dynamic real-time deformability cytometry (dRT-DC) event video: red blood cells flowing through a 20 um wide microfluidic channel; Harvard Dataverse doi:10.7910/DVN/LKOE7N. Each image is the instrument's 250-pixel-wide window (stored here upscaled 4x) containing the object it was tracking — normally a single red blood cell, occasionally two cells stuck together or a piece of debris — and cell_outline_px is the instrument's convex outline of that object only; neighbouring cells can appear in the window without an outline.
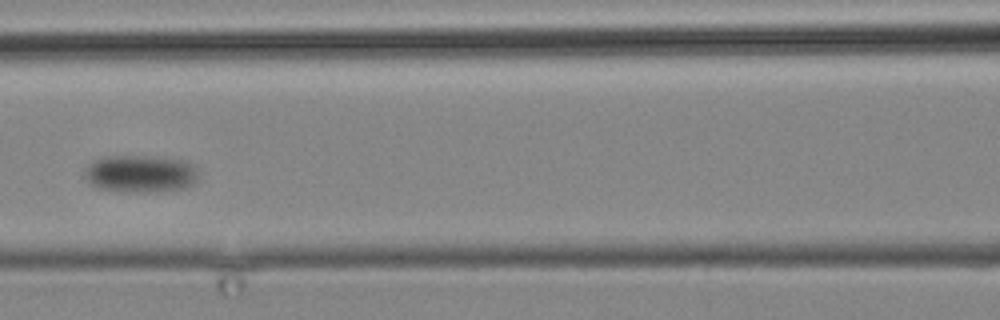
{"species": "common noctule bat (a hibernating species)", "species_latin": "Nyctalus noctula", "temperature_condition": "cold", "stored_images_in_passage": 7, "camera_frame_rate_fps": 3000, "um_per_image_px": 0.085, "animal": {"sex": "male", "body_mass_g": 19.2, "forearm_length_mm": 51.8}, "frame": {"image": 1, "passage_image": 6, "time_ms": 6.0, "image_size_px": [1000, 320], "cell_outline_px": [[200, 180], [184, 188], [148, 192], [136, 192], [100, 188], [84, 180], [84, 168], [92, 160], [100, 156], [144, 156], [184, 160], [192, 164], [196, 168], [200, 176]], "centroid_in_image_um": [11.92, 14.75], "position_along_channel_um": 154.7, "area_um2": 25.03}}